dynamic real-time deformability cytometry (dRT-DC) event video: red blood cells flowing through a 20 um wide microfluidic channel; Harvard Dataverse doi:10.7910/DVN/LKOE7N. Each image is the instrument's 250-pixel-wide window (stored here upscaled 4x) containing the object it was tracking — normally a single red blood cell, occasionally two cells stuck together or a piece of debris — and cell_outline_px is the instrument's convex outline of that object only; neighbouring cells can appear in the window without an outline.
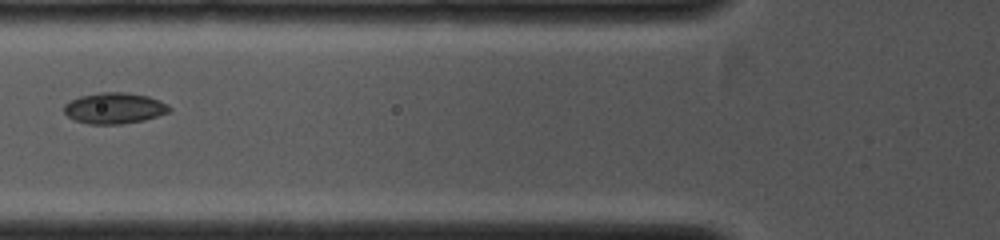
{"species": "common noctule bat (a hibernating species)", "species_latin": "Nyctalus noctula", "temperature_condition": "cold", "stored_images_in_passage": 6, "camera_frame_rate_fps": 4000, "um_per_image_px": 0.085, "animal": {"sex": "female", "body_mass_g": 19.0, "forearm_length_mm": 53.3}, "frame": {"image": 1, "passage_image": 3, "time_ms": 1.0, "image_size_px": [1000, 240], "cell_outline_px": [[172, 108], [168, 112], [144, 120], [124, 124], [88, 124], [76, 120], [68, 116], [64, 112], [64, 104], [80, 96], [100, 92], [124, 92], [148, 96], [160, 100], [168, 104]], "centroid_in_image_um": [9.73, 9.19], "position_along_channel_um": 116.1, "area_um2": 19.02}}